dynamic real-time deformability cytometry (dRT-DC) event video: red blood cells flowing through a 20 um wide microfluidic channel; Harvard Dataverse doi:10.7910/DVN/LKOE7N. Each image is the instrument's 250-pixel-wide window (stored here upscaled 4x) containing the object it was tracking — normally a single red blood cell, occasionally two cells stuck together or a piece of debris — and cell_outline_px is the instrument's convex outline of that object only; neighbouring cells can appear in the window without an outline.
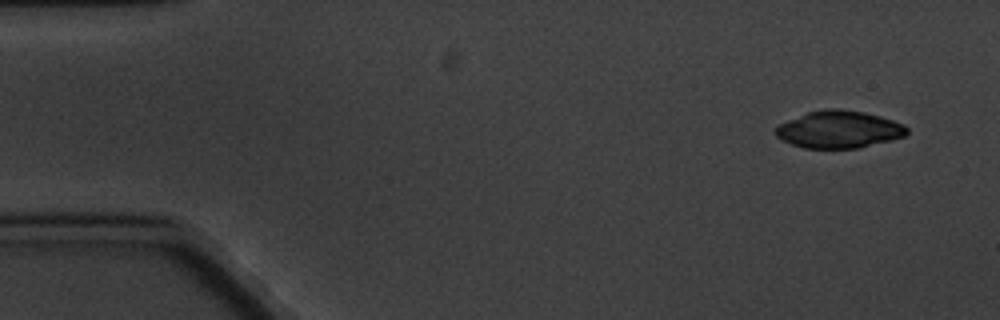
{"species": "common noctule bat (a hibernating species)", "species_latin": "Nyctalus noctula", "temperature_condition": "cold", "stored_images_in_passage": 6, "camera_frame_rate_fps": 3000, "um_per_image_px": 0.085, "animal": {"sex": "male", "body_mass_g": 20.1, "forearm_length_mm": 53.5}, "frame": {"image": 1, "passage_image": 1, "time_ms": 0.0, "image_size_px": [1000, 320], "cell_outline_px": [[908, 132], [904, 136], [892, 140], [860, 148], [804, 148], [792, 144], [776, 136], [772, 132], [780, 124], [788, 120], [808, 112], [824, 108], [840, 108], [864, 112], [880, 116], [904, 124], [908, 128]], "centroid_in_image_um": [71.32, 11.0], "position_along_channel_um": 13.7, "area_um2": 28.61}}